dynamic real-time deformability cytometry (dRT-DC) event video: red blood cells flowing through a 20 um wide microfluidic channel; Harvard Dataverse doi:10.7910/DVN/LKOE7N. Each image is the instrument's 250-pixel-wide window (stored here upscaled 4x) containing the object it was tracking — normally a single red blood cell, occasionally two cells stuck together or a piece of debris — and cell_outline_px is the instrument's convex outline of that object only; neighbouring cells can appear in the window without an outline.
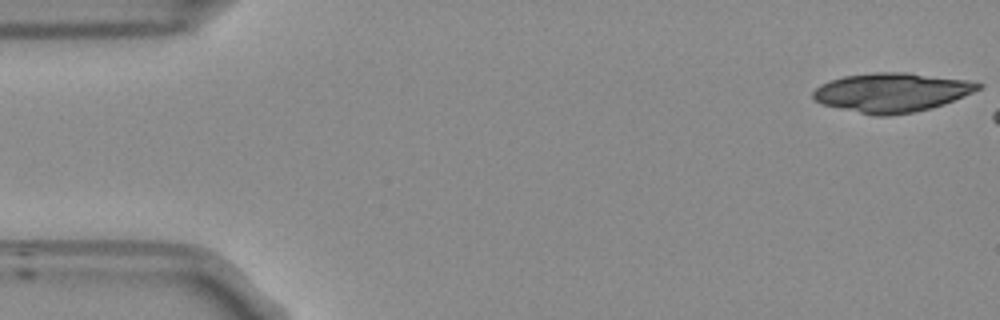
{"species": "Egyptian fruit bat (a non-hibernating species)", "species_latin": "Rousettus aegyptiacus", "temperature_condition": "room temperature", "stored_images_in_passage": 9, "camera_frame_rate_fps": 3000, "um_per_image_px": 0.085, "frame": {"image": 1, "passage_image": 1, "time_ms": 0.0, "image_size_px": [1000, 320], "cell_outline_px": [[984, 84], [980, 88], [964, 96], [944, 104], [932, 108], [912, 112], [888, 116], [876, 116], [820, 104], [812, 96], [812, 92], [820, 84], [844, 76], [876, 72], [904, 72], [968, 80]], "centroid_in_image_um": [75.79, 7.86], "position_along_channel_um": 9.2, "area_um2": 37.51}}